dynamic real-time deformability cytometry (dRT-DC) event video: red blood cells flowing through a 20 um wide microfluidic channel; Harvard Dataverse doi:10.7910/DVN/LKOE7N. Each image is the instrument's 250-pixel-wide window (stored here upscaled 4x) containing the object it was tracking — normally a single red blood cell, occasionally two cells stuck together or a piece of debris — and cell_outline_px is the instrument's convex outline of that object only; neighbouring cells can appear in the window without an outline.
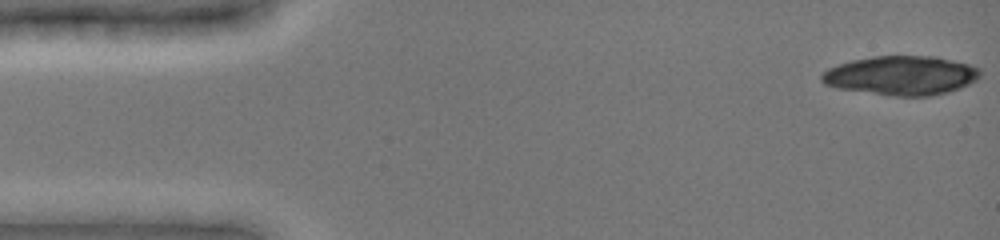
{"species": "common noctule bat (a hibernating species)", "species_latin": "Nyctalus noctula", "temperature_condition": "cold", "stored_images_in_passage": 24, "camera_frame_rate_fps": 3000, "um_per_image_px": 0.085, "animal": {"sex": "female", "body_mass_g": 19.0, "forearm_length_mm": 51.5}, "frame": {"image": 1, "passage_image": 1, "time_ms": 0.0, "image_size_px": [1000, 240], "cell_outline_px": [[980, 76], [976, 80], [960, 88], [948, 92], [928, 96], [892, 96], [836, 88], [824, 84], [820, 80], [820, 76], [828, 68], [852, 60], [872, 56], [936, 56], [968, 64], [980, 68]], "centroid_in_image_um": [76.59, 6.42], "position_along_channel_um": 8.4, "area_um2": 36.24}}